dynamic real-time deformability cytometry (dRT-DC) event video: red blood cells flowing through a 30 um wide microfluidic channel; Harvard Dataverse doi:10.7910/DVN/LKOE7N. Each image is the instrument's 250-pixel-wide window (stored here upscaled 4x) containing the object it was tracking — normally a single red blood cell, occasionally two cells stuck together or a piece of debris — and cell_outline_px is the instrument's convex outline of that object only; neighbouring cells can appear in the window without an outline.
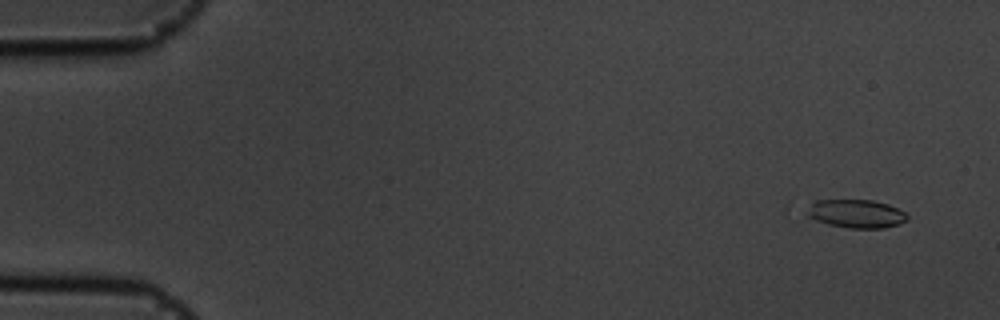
{"species": "common noctule bat (a hibernating species)", "species_latin": "Nyctalus noctula", "temperature_condition": "cold", "stored_images_in_passage": 12, "camera_frame_rate_fps": 3000, "um_per_image_px": 0.085, "animal": {"sex": "male", "body_mass_g": 19.5, "forearm_length_mm": 54.6}, "frame": {"image": 1, "passage_image": 4, "time_ms": 1.0, "image_size_px": [1000, 320], "cell_outline_px": [[908, 220], [900, 224], [884, 228], [848, 228], [796, 220], [784, 212], [788, 204], [816, 200], [872, 200], [888, 204], [904, 212], [908, 216]], "centroid_in_image_um": [72.04, 18.15], "position_along_channel_um": 13.0, "area_um2": 19.77}}